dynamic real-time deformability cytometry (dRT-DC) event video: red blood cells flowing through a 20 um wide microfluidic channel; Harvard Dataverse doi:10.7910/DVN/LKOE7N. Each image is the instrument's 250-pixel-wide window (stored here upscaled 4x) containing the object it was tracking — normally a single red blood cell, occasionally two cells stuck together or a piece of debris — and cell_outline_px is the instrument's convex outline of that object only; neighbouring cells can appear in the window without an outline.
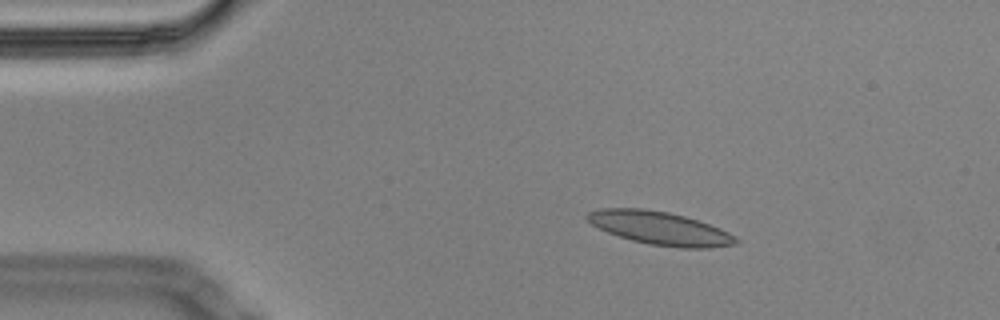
{"species": "Egyptian fruit bat (a non-hibernating species)", "species_latin": "Rousettus aegyptiacus", "temperature_condition": "cold", "stored_images_in_passage": 57, "camera_frame_rate_fps": 3000, "um_per_image_px": 0.085, "animal": {"sex": "male"}, "frame": {"image": 1, "passage_image": 9, "time_ms": 2.667, "image_size_px": [1000, 320], "cell_outline_px": [[740, 240], [736, 244], [708, 248], [680, 248], [648, 244], [632, 240], [608, 232], [592, 224], [584, 216], [588, 212], [600, 208], [640, 208], [668, 212], [684, 216], [720, 228], [736, 236]], "centroid_in_image_um": [56.1, 19.4], "position_along_channel_um": 28.9, "area_um2": 28.61}}
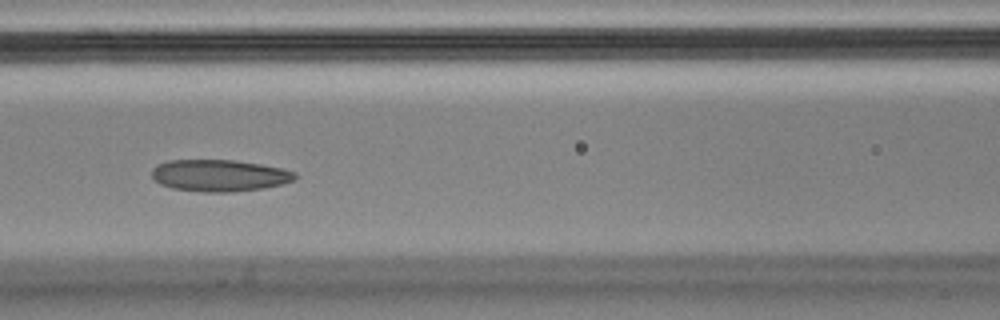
{"frame": {"image": 2, "passage_image": 24, "time_ms": 7.667, "image_size_px": [1000, 320], "cell_outline_px": [[296, 176], [292, 180], [280, 184], [264, 188], [232, 192], [200, 192], [172, 188], [160, 184], [152, 176], [152, 168], [156, 164], [168, 160], [236, 160], [260, 164], [280, 168], [296, 172]], "centroid_in_image_um": [18.6, 14.91], "position_along_channel_um": 148.0, "area_um2": 26.53}}
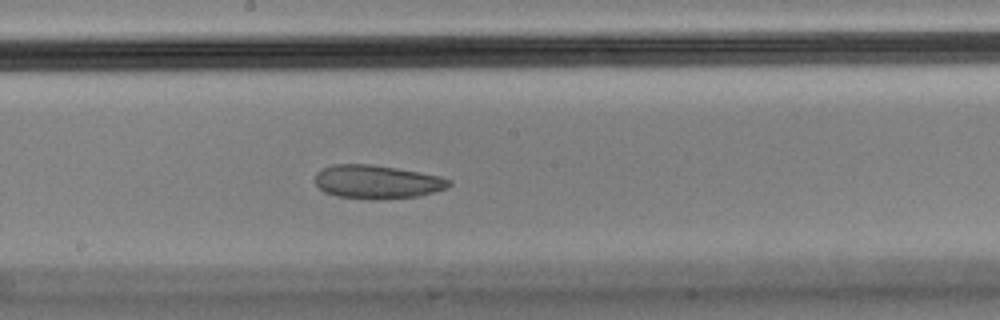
{"frame": {"image": 3, "passage_image": 30, "time_ms": 9.667, "image_size_px": [1000, 320], "cell_outline_px": [[452, 184], [448, 188], [420, 196], [380, 200], [368, 200], [336, 196], [324, 192], [316, 184], [316, 172], [320, 168], [332, 164], [372, 164], [396, 168], [440, 176], [452, 180]], "centroid_in_image_um": [32.05, 15.47], "position_along_channel_um": 216.2, "area_um2": 26.65}, "authors_computed_cell_mechanics": {"area_um2": 28.322, "velocity_mm_per_s": 3.419, "shape_relaxation_time_tau1_ms": null, "shape_relaxation_time_tau2_ms": 1.0636, "deformation_change_tau1": null, "deformation_change_tau2": 0.0391}}